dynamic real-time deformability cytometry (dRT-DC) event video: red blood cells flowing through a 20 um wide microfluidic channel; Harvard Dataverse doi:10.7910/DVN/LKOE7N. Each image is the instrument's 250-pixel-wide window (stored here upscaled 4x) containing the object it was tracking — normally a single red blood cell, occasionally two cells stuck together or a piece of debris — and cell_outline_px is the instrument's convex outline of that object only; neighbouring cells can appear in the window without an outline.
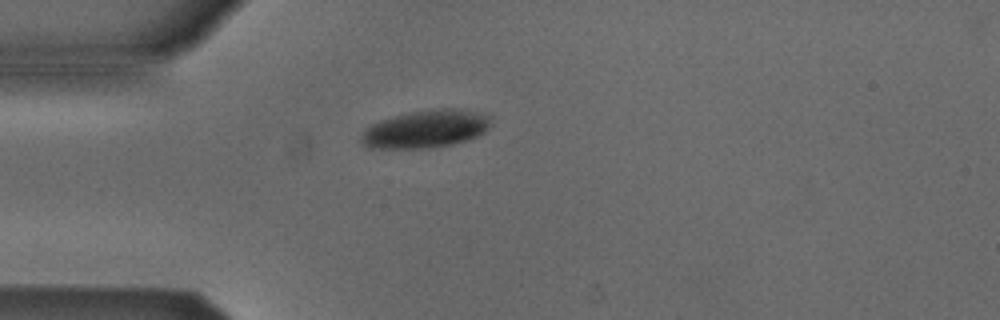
{"species": "Egyptian fruit bat (a non-hibernating species)", "species_latin": "Rousettus aegyptiacus", "temperature_condition": "cold", "stored_images_in_passage": 33, "camera_frame_rate_fps": 3000, "um_per_image_px": 0.085, "animal": {"sex": "male"}, "frame": {"image": 1, "passage_image": 1, "time_ms": 0.0, "image_size_px": [1000, 320], "cell_outline_px": [[492, 124], [484, 132], [476, 136], [452, 144], [428, 148], [368, 148], [360, 140], [360, 136], [372, 124], [380, 120], [412, 112], [432, 108], [460, 108], [492, 116]], "centroid_in_image_um": [36.22, 10.95], "position_along_channel_um": 48.8, "area_um2": 28.44}}
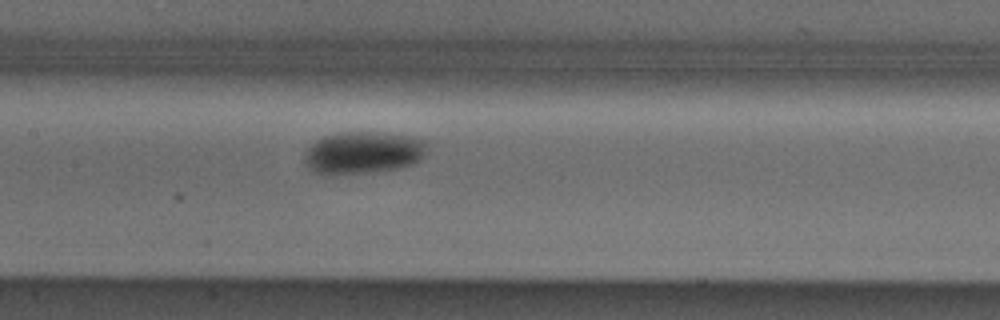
{"frame": {"image": 2, "passage_image": 12, "time_ms": 3.667, "image_size_px": [1000, 320], "cell_outline_px": [[428, 144], [424, 156], [416, 164], [400, 168], [368, 172], [324, 176], [308, 168], [304, 160], [304, 156], [308, 148], [316, 140], [324, 136], [336, 132], [384, 132], [412, 136], [424, 140]], "centroid_in_image_um": [30.88, 12.97], "position_along_channel_um": 176.5, "area_um2": 30.75}}
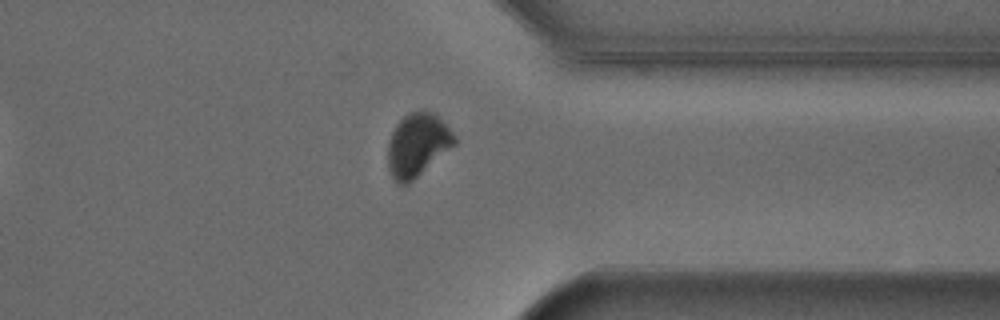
{"frame": {"image": 3, "passage_image": 28, "time_ms": 9.0, "image_size_px": [1000, 320], "cell_outline_px": [[456, 144], [408, 184], [400, 184], [392, 176], [388, 168], [388, 140], [396, 124], [408, 112], [432, 112], [456, 136]], "centroid_in_image_um": [35.47, 12.33], "position_along_channel_um": 375.9, "area_um2": 24.1}, "authors_computed_cell_mechanics": {"area_um2": 28.3798, "velocity_mm_per_s": 3.8356, "shape_relaxation_time_tau1_ms": 1.441, "shape_relaxation_time_tau2_ms": null, "deformation_change_tau1": 0.0818, "deformation_change_tau2": null}}